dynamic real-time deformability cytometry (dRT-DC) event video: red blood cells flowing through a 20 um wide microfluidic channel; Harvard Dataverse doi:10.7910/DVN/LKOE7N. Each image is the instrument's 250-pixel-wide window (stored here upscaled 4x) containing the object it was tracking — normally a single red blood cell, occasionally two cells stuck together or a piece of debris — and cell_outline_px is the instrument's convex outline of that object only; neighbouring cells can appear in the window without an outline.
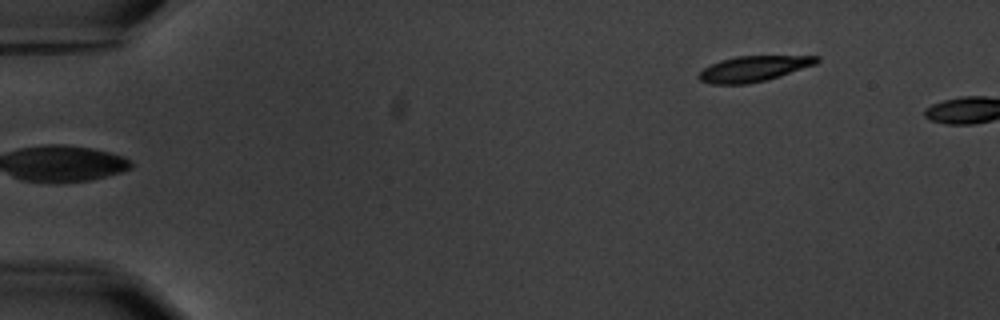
{"species": "common noctule bat (a hibernating species)", "species_latin": "Nyctalus noctula", "temperature_condition": "warm", "stored_images_in_passage": 2, "camera_frame_rate_fps": 3000, "um_per_image_px": 0.085, "animal": {"sex": "male", "body_mass_g": 20.1, "forearm_length_mm": 53.5}, "frame": {"image": 1, "passage_image": 2, "time_ms": 1.333, "image_size_px": [1000, 320], "cell_outline_px": [[820, 60], [816, 64], [780, 76], [748, 84], [712, 84], [700, 80], [696, 76], [704, 68], [720, 60], [736, 56], [820, 56]], "centroid_in_image_um": [64.05, 5.84], "position_along_channel_um": 21.0, "area_um2": 17.46}}